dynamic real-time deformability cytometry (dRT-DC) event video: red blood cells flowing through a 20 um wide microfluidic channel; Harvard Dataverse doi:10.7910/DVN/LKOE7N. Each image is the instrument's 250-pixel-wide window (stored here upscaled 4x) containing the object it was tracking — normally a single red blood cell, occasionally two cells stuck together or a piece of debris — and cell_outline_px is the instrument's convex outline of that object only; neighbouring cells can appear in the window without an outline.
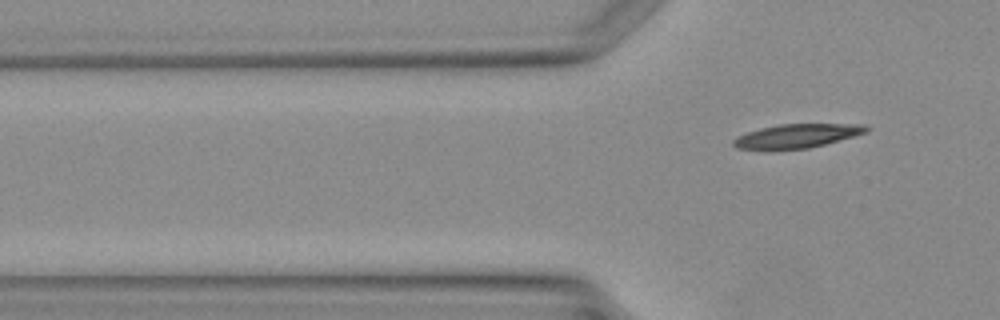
{"species": "Egyptian fruit bat (a non-hibernating species)", "species_latin": "Rousettus aegyptiacus", "temperature_condition": "warm", "stored_images_in_passage": 5, "segment_of_instrument_passage": [2, 2], "camera_frame_rate_fps": 3000, "um_per_image_px": 0.085, "animal": {"sex": "female"}, "frame": {"image": 1, "passage_image": 5, "time_ms": 6.0, "image_size_px": [1000, 320], "cell_outline_px": [[872, 128], [868, 132], [824, 144], [808, 148], [736, 148], [732, 144], [732, 140], [748, 132], [760, 128], [780, 124], [864, 124]], "centroid_in_image_um": [67.82, 11.52], "position_along_channel_um": 58.0, "area_um2": 17.98}}